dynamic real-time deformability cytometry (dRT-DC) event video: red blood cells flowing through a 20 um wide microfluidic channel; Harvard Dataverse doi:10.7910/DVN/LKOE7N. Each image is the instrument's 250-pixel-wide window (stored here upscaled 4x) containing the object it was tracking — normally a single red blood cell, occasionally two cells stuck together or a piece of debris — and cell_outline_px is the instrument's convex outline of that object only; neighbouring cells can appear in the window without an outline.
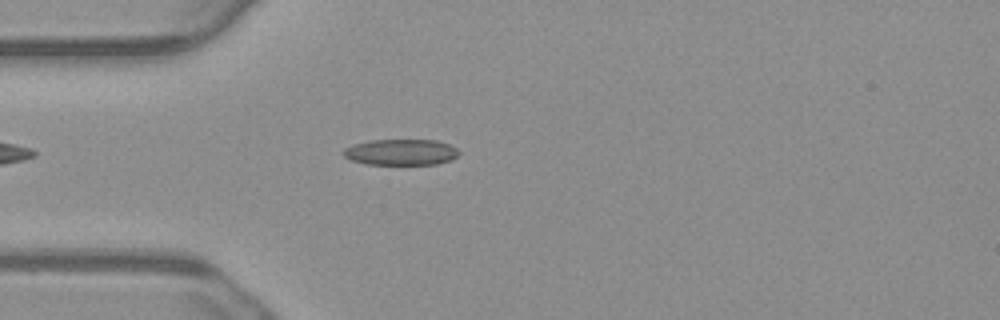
{"species": "common noctule bat (a hibernating species)", "species_latin": "Nyctalus noctula", "temperature_condition": "warm", "stored_images_in_passage": 42, "camera_frame_rate_fps": 3000, "um_per_image_px": 0.085, "animal": {"sex": "male", "body_mass_g": 23.1, "forearm_length_mm": 52.7}, "frame": {"image": 1, "passage_image": 2, "time_ms": 0.333, "image_size_px": [1000, 320], "cell_outline_px": [[460, 152], [452, 160], [436, 164], [368, 164], [352, 160], [344, 156], [340, 152], [344, 148], [356, 144], [372, 140], [436, 140], [448, 144], [456, 148]], "centroid_in_image_um": [34.08, 12.93], "position_along_channel_um": 50.9, "area_um2": 17.4}}
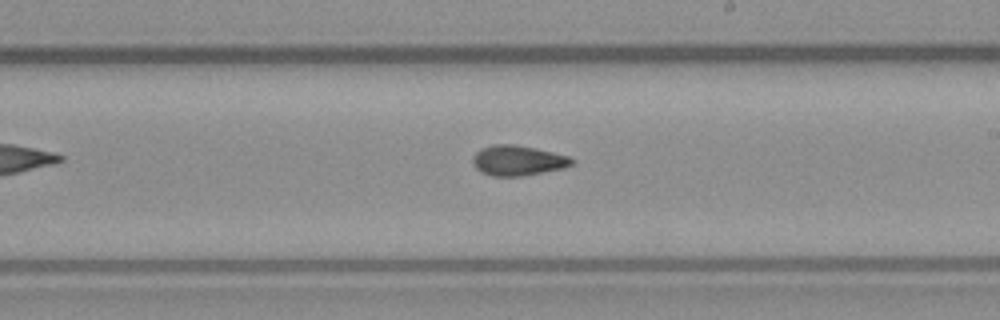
{"frame": {"image": 2, "passage_image": 18, "time_ms": 5.667, "image_size_px": [1000, 320], "cell_outline_px": [[576, 160], [572, 164], [564, 168], [520, 176], [492, 176], [480, 172], [472, 164], [472, 156], [480, 148], [492, 144], [512, 144], [536, 148], [568, 156]], "centroid_in_image_um": [43.98, 13.63], "position_along_channel_um": 245.0, "area_um2": 17.51}}
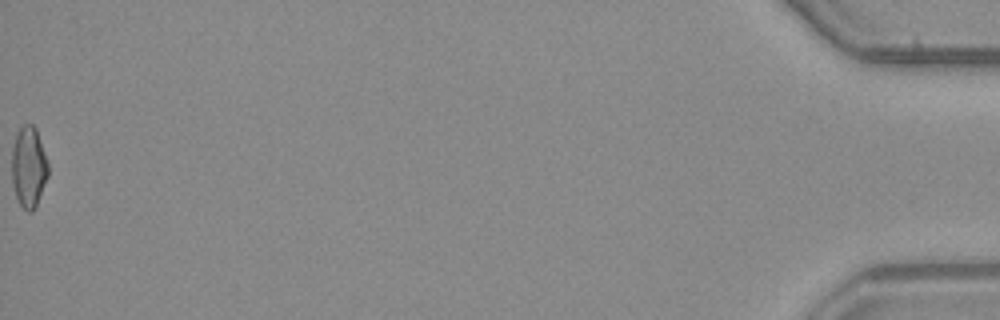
{"frame": {"image": 3, "passage_image": 42, "time_ms": 13.667, "image_size_px": [1000, 320], "cell_outline_px": [[48, 176], [36, 204], [32, 212], [28, 212], [20, 204], [16, 196], [12, 184], [12, 148], [16, 136], [20, 128], [24, 124], [32, 124], [36, 128], [48, 164]], "centroid_in_image_um": [2.43, 14.19], "position_along_channel_um": 432.8, "area_um2": 16.88}, "authors_computed_cell_mechanics": {"area_um2": 16.9065, "velocity_mm_per_s": 3.7606, "shape_relaxation_time_tau1_ms": 5.0443, "shape_relaxation_time_tau2_ms": 3.4615, "deformation_change_tau1": 0.1514, "deformation_change_tau2": 0.1064}}